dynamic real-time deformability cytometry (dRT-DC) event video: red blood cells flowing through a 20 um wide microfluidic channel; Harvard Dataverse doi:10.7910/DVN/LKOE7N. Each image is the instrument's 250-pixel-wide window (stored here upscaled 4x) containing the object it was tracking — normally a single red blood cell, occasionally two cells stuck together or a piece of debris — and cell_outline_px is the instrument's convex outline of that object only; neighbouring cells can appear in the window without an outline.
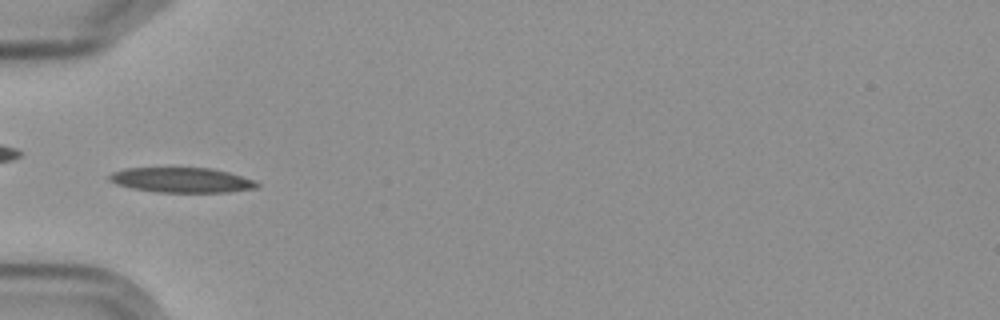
{"species": "Egyptian fruit bat (a non-hibernating species)", "species_latin": "Rousettus aegyptiacus", "temperature_condition": "cold", "stored_images_in_passage": 5, "camera_frame_rate_fps": 3000, "um_per_image_px": 0.085, "frame": {"image": 1, "passage_image": 5, "time_ms": 4.667, "image_size_px": [1000, 320], "cell_outline_px": [[260, 184], [256, 188], [228, 192], [156, 192], [132, 188], [116, 184], [108, 180], [108, 176], [112, 172], [124, 168], [212, 168], [228, 172], [256, 180]], "centroid_in_image_um": [15.44, 15.3], "position_along_channel_um": 69.6, "area_um2": 21.56}}